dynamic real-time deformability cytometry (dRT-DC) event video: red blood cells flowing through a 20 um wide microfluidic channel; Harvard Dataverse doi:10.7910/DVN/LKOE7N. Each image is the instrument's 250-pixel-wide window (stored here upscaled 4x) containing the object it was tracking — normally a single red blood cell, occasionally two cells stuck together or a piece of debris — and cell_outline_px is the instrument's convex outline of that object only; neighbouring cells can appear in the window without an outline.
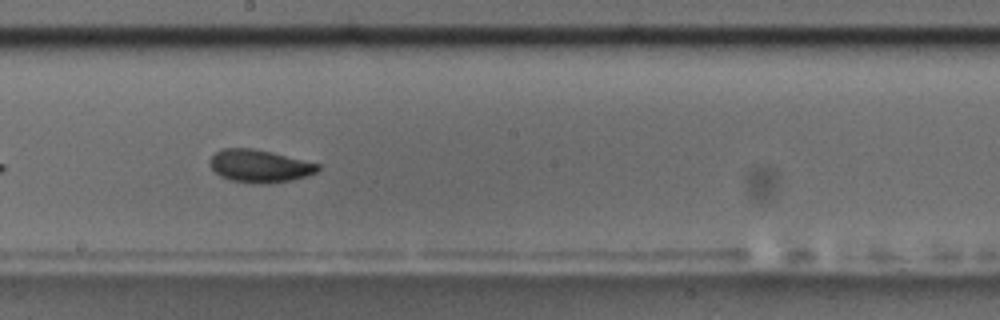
{"species": "common noctule bat (a hibernating species)", "species_latin": "Nyctalus noctula", "temperature_condition": "room temperature", "stored_images_in_passage": 16, "camera_frame_rate_fps": 3000, "um_per_image_px": 0.085, "animal": {"sex": "male", "body_mass_g": 17.5, "forearm_length_mm": 52.3}, "frame": {"image": 1, "passage_image": 10, "time_ms": 11.333, "image_size_px": [1000, 320], "cell_outline_px": [[320, 168], [316, 172], [308, 176], [292, 180], [264, 184], [260, 184], [232, 180], [220, 176], [208, 164], [208, 160], [220, 148], [252, 148], [272, 152], [320, 164]], "centroid_in_image_um": [22.06, 14.11], "position_along_channel_um": 226.1, "area_um2": 20.63}, "authors_computed_cell_mechanics": {"area_um2": 20.4323, "velocity_mm_per_s": 3.6363, "shape_relaxation_time_tau1_ms": 2.515, "shape_relaxation_time_tau2_ms": 1.6375, "deformation_change_tau1": 0.0854, "deformation_change_tau2": 0.0521}}